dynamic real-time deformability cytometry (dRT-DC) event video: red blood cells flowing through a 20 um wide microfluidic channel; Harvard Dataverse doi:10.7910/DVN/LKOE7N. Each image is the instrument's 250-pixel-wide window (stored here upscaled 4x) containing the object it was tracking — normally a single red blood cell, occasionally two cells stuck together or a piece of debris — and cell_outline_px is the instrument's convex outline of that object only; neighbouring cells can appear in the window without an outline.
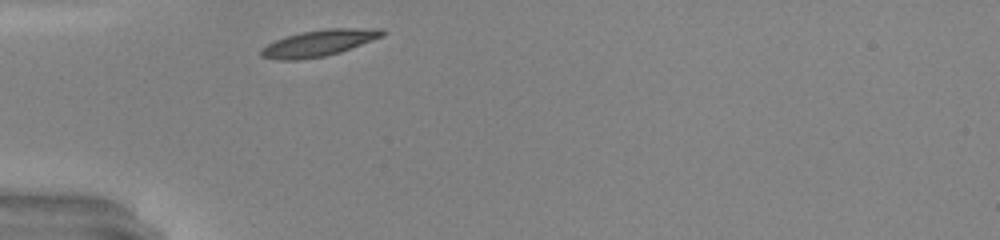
{"species": "common noctule bat (a hibernating species)", "species_latin": "Nyctalus noctula", "temperature_condition": "warm", "stored_images_in_passage": 25, "camera_frame_rate_fps": 3000, "um_per_image_px": 0.085, "animal": {"sex": "male", "body_mass_g": 20.0, "forearm_length_mm": 53.3}, "frame": {"image": 1, "passage_image": 1, "time_ms": 0.0, "image_size_px": [1000, 240], "cell_outline_px": [[388, 32], [384, 36], [340, 52], [324, 56], [300, 60], [276, 60], [260, 56], [260, 48], [276, 40], [300, 32], [328, 28], [384, 28]], "centroid_in_image_um": [27.14, 3.65], "position_along_channel_um": 57.9, "area_um2": 18.79}}
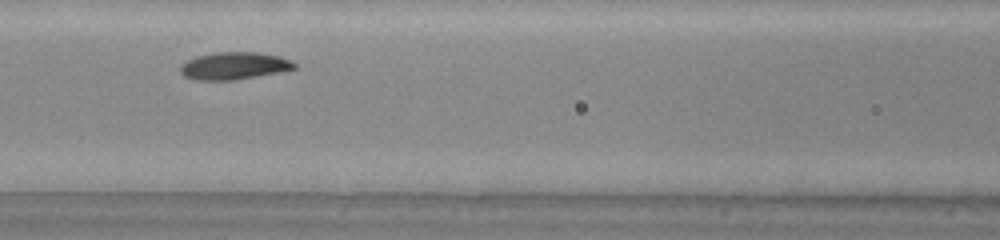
{"frame": {"image": 2, "passage_image": 8, "time_ms": 2.333, "image_size_px": [1000, 240], "cell_outline_px": [[296, 68], [276, 72], [232, 80], [196, 80], [184, 76], [180, 72], [180, 68], [188, 60], [196, 56], [216, 52], [256, 52], [280, 56], [296, 64]], "centroid_in_image_um": [19.86, 5.58], "position_along_channel_um": 146.7, "area_um2": 17.8}, "authors_computed_cell_mechanics": {"area_um2": 17.8602, "velocity_mm_per_s": 4.1813, "shape_relaxation_time_tau1_ms": 1.8318, "shape_relaxation_time_tau2_ms": null, "deformation_change_tau1": 0.1211, "deformation_change_tau2": null}}